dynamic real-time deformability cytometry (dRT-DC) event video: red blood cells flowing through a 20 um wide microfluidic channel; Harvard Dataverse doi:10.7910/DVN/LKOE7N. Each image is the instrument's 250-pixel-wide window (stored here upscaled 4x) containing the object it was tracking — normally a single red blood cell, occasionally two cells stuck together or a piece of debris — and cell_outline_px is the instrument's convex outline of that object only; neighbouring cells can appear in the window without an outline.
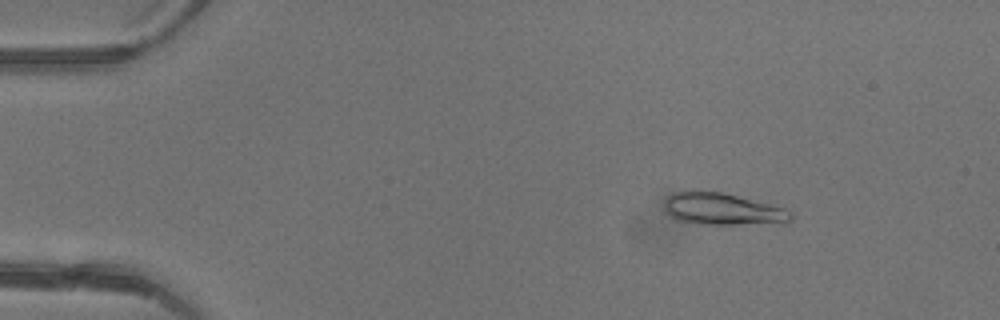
{"species": "common noctule bat (a hibernating species)", "species_latin": "Nyctalus noctula", "temperature_condition": "warm", "stored_images_in_passage": 15, "camera_frame_rate_fps": 3000, "um_per_image_px": 0.085, "animal": {"sex": "female"}, "frame": {"image": 1, "passage_image": 7, "time_ms": 2.0, "image_size_px": [1000, 320], "cell_outline_px": [[792, 220], [788, 224], [692, 224], [676, 220], [664, 208], [664, 204], [668, 196], [672, 192], [692, 188], [700, 188], [720, 192], [784, 208], [792, 212]], "centroid_in_image_um": [61.39, 17.76], "position_along_channel_um": 23.6, "area_um2": 24.22}}